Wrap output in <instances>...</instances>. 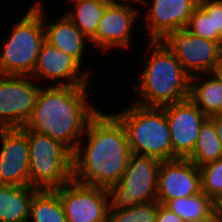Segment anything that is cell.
<instances>
[{
	"instance_id": "1",
	"label": "cell",
	"mask_w": 222,
	"mask_h": 222,
	"mask_svg": "<svg viewBox=\"0 0 222 222\" xmlns=\"http://www.w3.org/2000/svg\"><path fill=\"white\" fill-rule=\"evenodd\" d=\"M73 153L72 179L83 185L108 189L120 182L132 154L126 130L114 114L98 112L88 121Z\"/></svg>"
},
{
	"instance_id": "2",
	"label": "cell",
	"mask_w": 222,
	"mask_h": 222,
	"mask_svg": "<svg viewBox=\"0 0 222 222\" xmlns=\"http://www.w3.org/2000/svg\"><path fill=\"white\" fill-rule=\"evenodd\" d=\"M86 89L87 85L41 87L34 109L23 127L51 137L74 153L88 121L98 112L88 103Z\"/></svg>"
},
{
	"instance_id": "3",
	"label": "cell",
	"mask_w": 222,
	"mask_h": 222,
	"mask_svg": "<svg viewBox=\"0 0 222 222\" xmlns=\"http://www.w3.org/2000/svg\"><path fill=\"white\" fill-rule=\"evenodd\" d=\"M152 53L141 73L136 104L145 107H162L189 98L191 76L159 41H149Z\"/></svg>"
},
{
	"instance_id": "4",
	"label": "cell",
	"mask_w": 222,
	"mask_h": 222,
	"mask_svg": "<svg viewBox=\"0 0 222 222\" xmlns=\"http://www.w3.org/2000/svg\"><path fill=\"white\" fill-rule=\"evenodd\" d=\"M44 18L42 3L38 1L14 26L0 51V75L32 76L45 41Z\"/></svg>"
},
{
	"instance_id": "5",
	"label": "cell",
	"mask_w": 222,
	"mask_h": 222,
	"mask_svg": "<svg viewBox=\"0 0 222 222\" xmlns=\"http://www.w3.org/2000/svg\"><path fill=\"white\" fill-rule=\"evenodd\" d=\"M113 114L123 124L133 154L172 160L170 128L162 107L133 103L124 112Z\"/></svg>"
},
{
	"instance_id": "6",
	"label": "cell",
	"mask_w": 222,
	"mask_h": 222,
	"mask_svg": "<svg viewBox=\"0 0 222 222\" xmlns=\"http://www.w3.org/2000/svg\"><path fill=\"white\" fill-rule=\"evenodd\" d=\"M29 147V184L38 190H56L72 179L73 153L45 134L20 128Z\"/></svg>"
},
{
	"instance_id": "7",
	"label": "cell",
	"mask_w": 222,
	"mask_h": 222,
	"mask_svg": "<svg viewBox=\"0 0 222 222\" xmlns=\"http://www.w3.org/2000/svg\"><path fill=\"white\" fill-rule=\"evenodd\" d=\"M161 160L131 154L120 182L107 189L110 208H132L157 201V178Z\"/></svg>"
},
{
	"instance_id": "8",
	"label": "cell",
	"mask_w": 222,
	"mask_h": 222,
	"mask_svg": "<svg viewBox=\"0 0 222 222\" xmlns=\"http://www.w3.org/2000/svg\"><path fill=\"white\" fill-rule=\"evenodd\" d=\"M159 42L174 53L190 76L215 73L222 58V42L193 35L185 28L169 31Z\"/></svg>"
},
{
	"instance_id": "9",
	"label": "cell",
	"mask_w": 222,
	"mask_h": 222,
	"mask_svg": "<svg viewBox=\"0 0 222 222\" xmlns=\"http://www.w3.org/2000/svg\"><path fill=\"white\" fill-rule=\"evenodd\" d=\"M40 89L29 76L0 75V129L23 128Z\"/></svg>"
},
{
	"instance_id": "10",
	"label": "cell",
	"mask_w": 222,
	"mask_h": 222,
	"mask_svg": "<svg viewBox=\"0 0 222 222\" xmlns=\"http://www.w3.org/2000/svg\"><path fill=\"white\" fill-rule=\"evenodd\" d=\"M56 190L67 222H108L107 189L83 185L71 179Z\"/></svg>"
},
{
	"instance_id": "11",
	"label": "cell",
	"mask_w": 222,
	"mask_h": 222,
	"mask_svg": "<svg viewBox=\"0 0 222 222\" xmlns=\"http://www.w3.org/2000/svg\"><path fill=\"white\" fill-rule=\"evenodd\" d=\"M170 128L172 159L187 158L208 118L189 98L162 106Z\"/></svg>"
},
{
	"instance_id": "12",
	"label": "cell",
	"mask_w": 222,
	"mask_h": 222,
	"mask_svg": "<svg viewBox=\"0 0 222 222\" xmlns=\"http://www.w3.org/2000/svg\"><path fill=\"white\" fill-rule=\"evenodd\" d=\"M201 192V173L188 158L161 161L157 178V201L193 196Z\"/></svg>"
},
{
	"instance_id": "13",
	"label": "cell",
	"mask_w": 222,
	"mask_h": 222,
	"mask_svg": "<svg viewBox=\"0 0 222 222\" xmlns=\"http://www.w3.org/2000/svg\"><path fill=\"white\" fill-rule=\"evenodd\" d=\"M129 1L134 0H112L103 12L91 42L104 52L117 46L130 47L131 30L139 11L128 5Z\"/></svg>"
},
{
	"instance_id": "14",
	"label": "cell",
	"mask_w": 222,
	"mask_h": 222,
	"mask_svg": "<svg viewBox=\"0 0 222 222\" xmlns=\"http://www.w3.org/2000/svg\"><path fill=\"white\" fill-rule=\"evenodd\" d=\"M0 184L29 186V147L20 128L0 129Z\"/></svg>"
},
{
	"instance_id": "15",
	"label": "cell",
	"mask_w": 222,
	"mask_h": 222,
	"mask_svg": "<svg viewBox=\"0 0 222 222\" xmlns=\"http://www.w3.org/2000/svg\"><path fill=\"white\" fill-rule=\"evenodd\" d=\"M81 66L73 57L44 41L30 78L32 80L33 77L34 80L39 78L46 80L48 78V80L53 81L61 78V80L67 81H61L58 85L84 86L88 84L90 76L89 72L80 71Z\"/></svg>"
},
{
	"instance_id": "16",
	"label": "cell",
	"mask_w": 222,
	"mask_h": 222,
	"mask_svg": "<svg viewBox=\"0 0 222 222\" xmlns=\"http://www.w3.org/2000/svg\"><path fill=\"white\" fill-rule=\"evenodd\" d=\"M139 0L149 7L147 26L150 28V41L161 40L169 31L186 28L199 0Z\"/></svg>"
},
{
	"instance_id": "17",
	"label": "cell",
	"mask_w": 222,
	"mask_h": 222,
	"mask_svg": "<svg viewBox=\"0 0 222 222\" xmlns=\"http://www.w3.org/2000/svg\"><path fill=\"white\" fill-rule=\"evenodd\" d=\"M44 22L45 41L73 57L80 65L87 44L81 31L64 15L54 23Z\"/></svg>"
},
{
	"instance_id": "18",
	"label": "cell",
	"mask_w": 222,
	"mask_h": 222,
	"mask_svg": "<svg viewBox=\"0 0 222 222\" xmlns=\"http://www.w3.org/2000/svg\"><path fill=\"white\" fill-rule=\"evenodd\" d=\"M37 191L30 185L0 184V222H29L31 202Z\"/></svg>"
},
{
	"instance_id": "19",
	"label": "cell",
	"mask_w": 222,
	"mask_h": 222,
	"mask_svg": "<svg viewBox=\"0 0 222 222\" xmlns=\"http://www.w3.org/2000/svg\"><path fill=\"white\" fill-rule=\"evenodd\" d=\"M206 75H210L211 78L209 79L210 76H208V79L202 83L197 81L201 76L197 74L191 76L189 99L207 117L220 115L222 113V79L216 72Z\"/></svg>"
},
{
	"instance_id": "20",
	"label": "cell",
	"mask_w": 222,
	"mask_h": 222,
	"mask_svg": "<svg viewBox=\"0 0 222 222\" xmlns=\"http://www.w3.org/2000/svg\"><path fill=\"white\" fill-rule=\"evenodd\" d=\"M112 0H81L74 4L75 10L65 14L70 21L91 41L106 6Z\"/></svg>"
},
{
	"instance_id": "21",
	"label": "cell",
	"mask_w": 222,
	"mask_h": 222,
	"mask_svg": "<svg viewBox=\"0 0 222 222\" xmlns=\"http://www.w3.org/2000/svg\"><path fill=\"white\" fill-rule=\"evenodd\" d=\"M29 218L31 222H67L58 191L38 190L31 202Z\"/></svg>"
},
{
	"instance_id": "22",
	"label": "cell",
	"mask_w": 222,
	"mask_h": 222,
	"mask_svg": "<svg viewBox=\"0 0 222 222\" xmlns=\"http://www.w3.org/2000/svg\"><path fill=\"white\" fill-rule=\"evenodd\" d=\"M187 158L197 167L222 158V144L209 117L202 124L195 148Z\"/></svg>"
},
{
	"instance_id": "23",
	"label": "cell",
	"mask_w": 222,
	"mask_h": 222,
	"mask_svg": "<svg viewBox=\"0 0 222 222\" xmlns=\"http://www.w3.org/2000/svg\"><path fill=\"white\" fill-rule=\"evenodd\" d=\"M164 206L177 214L184 222H189L208 215L217 204L201 191L193 196L169 200Z\"/></svg>"
},
{
	"instance_id": "24",
	"label": "cell",
	"mask_w": 222,
	"mask_h": 222,
	"mask_svg": "<svg viewBox=\"0 0 222 222\" xmlns=\"http://www.w3.org/2000/svg\"><path fill=\"white\" fill-rule=\"evenodd\" d=\"M158 206V201H152L132 208H110L108 222H155Z\"/></svg>"
},
{
	"instance_id": "25",
	"label": "cell",
	"mask_w": 222,
	"mask_h": 222,
	"mask_svg": "<svg viewBox=\"0 0 222 222\" xmlns=\"http://www.w3.org/2000/svg\"><path fill=\"white\" fill-rule=\"evenodd\" d=\"M185 29L204 39L222 42V36L215 29L214 11H205L199 4L194 8Z\"/></svg>"
},
{
	"instance_id": "26",
	"label": "cell",
	"mask_w": 222,
	"mask_h": 222,
	"mask_svg": "<svg viewBox=\"0 0 222 222\" xmlns=\"http://www.w3.org/2000/svg\"><path fill=\"white\" fill-rule=\"evenodd\" d=\"M201 191L217 205L222 200V158L199 167Z\"/></svg>"
},
{
	"instance_id": "27",
	"label": "cell",
	"mask_w": 222,
	"mask_h": 222,
	"mask_svg": "<svg viewBox=\"0 0 222 222\" xmlns=\"http://www.w3.org/2000/svg\"><path fill=\"white\" fill-rule=\"evenodd\" d=\"M205 11H214L215 29L222 36V0H199Z\"/></svg>"
},
{
	"instance_id": "28",
	"label": "cell",
	"mask_w": 222,
	"mask_h": 222,
	"mask_svg": "<svg viewBox=\"0 0 222 222\" xmlns=\"http://www.w3.org/2000/svg\"><path fill=\"white\" fill-rule=\"evenodd\" d=\"M155 222H184V220L163 204L159 203Z\"/></svg>"
},
{
	"instance_id": "29",
	"label": "cell",
	"mask_w": 222,
	"mask_h": 222,
	"mask_svg": "<svg viewBox=\"0 0 222 222\" xmlns=\"http://www.w3.org/2000/svg\"><path fill=\"white\" fill-rule=\"evenodd\" d=\"M189 222H222V214L217 205L208 215Z\"/></svg>"
},
{
	"instance_id": "30",
	"label": "cell",
	"mask_w": 222,
	"mask_h": 222,
	"mask_svg": "<svg viewBox=\"0 0 222 222\" xmlns=\"http://www.w3.org/2000/svg\"><path fill=\"white\" fill-rule=\"evenodd\" d=\"M209 118L213 121L216 133L218 135V139L222 144V115L221 114L220 115H214V116H211Z\"/></svg>"
},
{
	"instance_id": "31",
	"label": "cell",
	"mask_w": 222,
	"mask_h": 222,
	"mask_svg": "<svg viewBox=\"0 0 222 222\" xmlns=\"http://www.w3.org/2000/svg\"><path fill=\"white\" fill-rule=\"evenodd\" d=\"M216 73L221 77V79H222V58H221V60H220V63H219V66H218V68H217V70H216Z\"/></svg>"
},
{
	"instance_id": "32",
	"label": "cell",
	"mask_w": 222,
	"mask_h": 222,
	"mask_svg": "<svg viewBox=\"0 0 222 222\" xmlns=\"http://www.w3.org/2000/svg\"><path fill=\"white\" fill-rule=\"evenodd\" d=\"M218 207H219L220 212H221V214H222V200H221L220 203L218 204Z\"/></svg>"
},
{
	"instance_id": "33",
	"label": "cell",
	"mask_w": 222,
	"mask_h": 222,
	"mask_svg": "<svg viewBox=\"0 0 222 222\" xmlns=\"http://www.w3.org/2000/svg\"><path fill=\"white\" fill-rule=\"evenodd\" d=\"M71 1H72L73 3H74V2L76 3V2H79V1H81V0H70V2H71Z\"/></svg>"
}]
</instances>
